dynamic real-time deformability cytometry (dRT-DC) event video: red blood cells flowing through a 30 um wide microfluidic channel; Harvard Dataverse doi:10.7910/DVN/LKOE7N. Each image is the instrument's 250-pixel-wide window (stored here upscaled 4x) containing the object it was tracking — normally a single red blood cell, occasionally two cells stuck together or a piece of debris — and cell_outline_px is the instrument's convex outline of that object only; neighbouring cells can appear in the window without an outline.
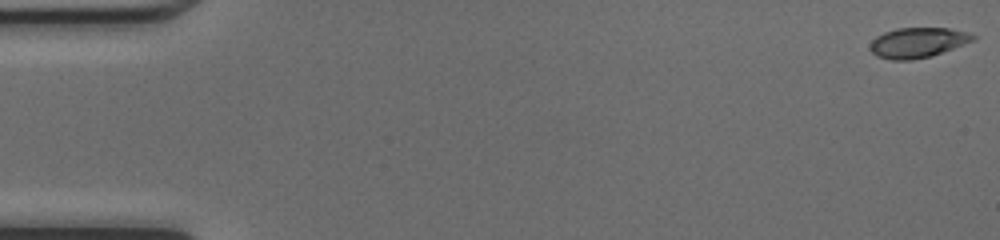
{"species": "common noctule bat (a hibernating species)", "species_latin": "Nyctalus noctula", "temperature_condition": "cold", "stored_images_in_passage": 49, "camera_frame_rate_fps": 3000, "um_per_image_px": 0.085, "animal": {"sex": "female", "body_mass_g": 17.0, "forearm_length_mm": 48.0}, "frame": {"image": 1, "passage_image": 1, "time_ms": 0.0, "image_size_px": [1000, 240], "cell_outline_px": [[976, 40], [932, 56], [912, 60], [892, 60], [876, 56], [868, 48], [872, 40], [876, 36], [884, 32], [896, 28], [948, 28], [964, 32], [976, 36]], "centroid_in_image_um": [77.98, 3.63], "position_along_channel_um": 7.0, "area_um2": 18.15}}
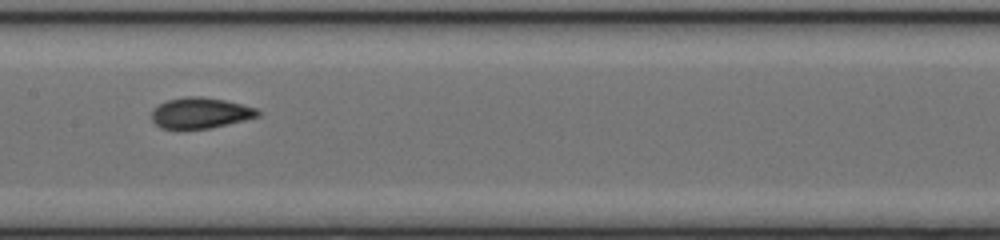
{"frame": {"image": 2, "passage_image": 25, "time_ms": 8.0, "image_size_px": [1000, 240], "cell_outline_px": [[260, 116], [244, 120], [208, 128], [160, 128], [152, 120], [152, 108], [168, 100], [188, 96], [200, 96], [224, 100], [256, 108], [260, 112]], "centroid_in_image_um": [17.02, 9.59], "position_along_channel_um": 190.4, "area_um2": 18.73}}
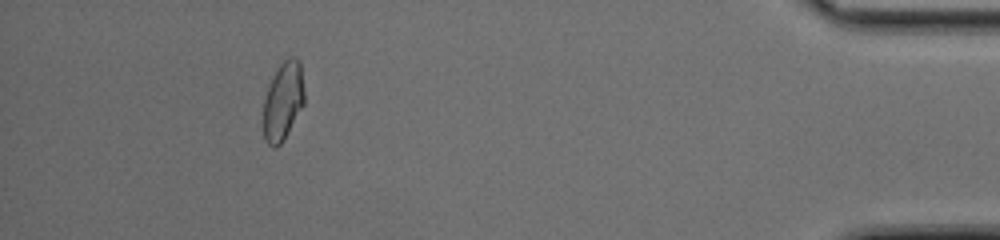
{"frame": {"image": 3, "passage_image": 45, "time_ms": 14.667, "image_size_px": [1000, 240], "cell_outline_px": [[304, 104], [280, 144], [276, 148], [272, 148], [268, 144], [264, 136], [264, 100], [268, 88], [280, 64], [288, 56], [296, 56], [300, 60], [304, 92]], "centroid_in_image_um": [24.08, 8.56], "position_along_channel_um": 411.1, "area_um2": 18.38}, "authors_computed_cell_mechanics": {"area_um2": 18.6694, "velocity_mm_per_s": 4.2508, "shape_relaxation_time_tau1_ms": 7.5494, "shape_relaxation_time_tau2_ms": 0.9756, "deformation_change_tau1": 0.2012, "deformation_change_tau2": 0.0516}}